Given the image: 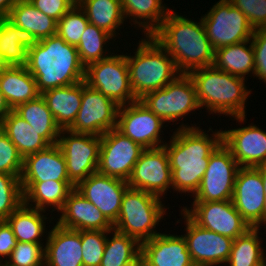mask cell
<instances>
[{
  "label": "cell",
  "instance_id": "obj_40",
  "mask_svg": "<svg viewBox=\"0 0 266 266\" xmlns=\"http://www.w3.org/2000/svg\"><path fill=\"white\" fill-rule=\"evenodd\" d=\"M22 203L20 177L0 173V221L6 220Z\"/></svg>",
  "mask_w": 266,
  "mask_h": 266
},
{
  "label": "cell",
  "instance_id": "obj_31",
  "mask_svg": "<svg viewBox=\"0 0 266 266\" xmlns=\"http://www.w3.org/2000/svg\"><path fill=\"white\" fill-rule=\"evenodd\" d=\"M7 18L41 40L57 34V21L35 8L29 0H18Z\"/></svg>",
  "mask_w": 266,
  "mask_h": 266
},
{
  "label": "cell",
  "instance_id": "obj_27",
  "mask_svg": "<svg viewBox=\"0 0 266 266\" xmlns=\"http://www.w3.org/2000/svg\"><path fill=\"white\" fill-rule=\"evenodd\" d=\"M36 43L29 31L16 26L7 17L0 20V57L6 66L26 65L27 49Z\"/></svg>",
  "mask_w": 266,
  "mask_h": 266
},
{
  "label": "cell",
  "instance_id": "obj_5",
  "mask_svg": "<svg viewBox=\"0 0 266 266\" xmlns=\"http://www.w3.org/2000/svg\"><path fill=\"white\" fill-rule=\"evenodd\" d=\"M139 41L134 55H126L130 85L139 100L146 93L163 88L181 74L174 59L151 36Z\"/></svg>",
  "mask_w": 266,
  "mask_h": 266
},
{
  "label": "cell",
  "instance_id": "obj_53",
  "mask_svg": "<svg viewBox=\"0 0 266 266\" xmlns=\"http://www.w3.org/2000/svg\"><path fill=\"white\" fill-rule=\"evenodd\" d=\"M263 226H265L266 225V207H265V211H264V216H263ZM264 228H266V227H264Z\"/></svg>",
  "mask_w": 266,
  "mask_h": 266
},
{
  "label": "cell",
  "instance_id": "obj_30",
  "mask_svg": "<svg viewBox=\"0 0 266 266\" xmlns=\"http://www.w3.org/2000/svg\"><path fill=\"white\" fill-rule=\"evenodd\" d=\"M45 212L22 203L5 221L11 227L18 242L43 244L41 238L48 234L45 228L47 219Z\"/></svg>",
  "mask_w": 266,
  "mask_h": 266
},
{
  "label": "cell",
  "instance_id": "obj_36",
  "mask_svg": "<svg viewBox=\"0 0 266 266\" xmlns=\"http://www.w3.org/2000/svg\"><path fill=\"white\" fill-rule=\"evenodd\" d=\"M259 227H251L233 241L228 266H260L266 262L262 241L258 236Z\"/></svg>",
  "mask_w": 266,
  "mask_h": 266
},
{
  "label": "cell",
  "instance_id": "obj_10",
  "mask_svg": "<svg viewBox=\"0 0 266 266\" xmlns=\"http://www.w3.org/2000/svg\"><path fill=\"white\" fill-rule=\"evenodd\" d=\"M240 166L231 151L221 143L210 155L193 202L232 200L235 178Z\"/></svg>",
  "mask_w": 266,
  "mask_h": 266
},
{
  "label": "cell",
  "instance_id": "obj_11",
  "mask_svg": "<svg viewBox=\"0 0 266 266\" xmlns=\"http://www.w3.org/2000/svg\"><path fill=\"white\" fill-rule=\"evenodd\" d=\"M57 144L65 158L69 181L75 187L91 174L97 172L101 145L100 136L63 129Z\"/></svg>",
  "mask_w": 266,
  "mask_h": 266
},
{
  "label": "cell",
  "instance_id": "obj_41",
  "mask_svg": "<svg viewBox=\"0 0 266 266\" xmlns=\"http://www.w3.org/2000/svg\"><path fill=\"white\" fill-rule=\"evenodd\" d=\"M110 234H112V230H81L83 266H100L104 254L107 235Z\"/></svg>",
  "mask_w": 266,
  "mask_h": 266
},
{
  "label": "cell",
  "instance_id": "obj_33",
  "mask_svg": "<svg viewBox=\"0 0 266 266\" xmlns=\"http://www.w3.org/2000/svg\"><path fill=\"white\" fill-rule=\"evenodd\" d=\"M13 111L27 121L32 128L40 132V135L50 145L58 143L61 129L48 109L42 95H39L34 100L18 105Z\"/></svg>",
  "mask_w": 266,
  "mask_h": 266
},
{
  "label": "cell",
  "instance_id": "obj_6",
  "mask_svg": "<svg viewBox=\"0 0 266 266\" xmlns=\"http://www.w3.org/2000/svg\"><path fill=\"white\" fill-rule=\"evenodd\" d=\"M161 200L162 198L154 194L129 187L123 195L113 229L140 243L152 239L160 234L155 228L166 215L167 208Z\"/></svg>",
  "mask_w": 266,
  "mask_h": 266
},
{
  "label": "cell",
  "instance_id": "obj_23",
  "mask_svg": "<svg viewBox=\"0 0 266 266\" xmlns=\"http://www.w3.org/2000/svg\"><path fill=\"white\" fill-rule=\"evenodd\" d=\"M69 181L63 152L58 144L23 158L20 182Z\"/></svg>",
  "mask_w": 266,
  "mask_h": 266
},
{
  "label": "cell",
  "instance_id": "obj_29",
  "mask_svg": "<svg viewBox=\"0 0 266 266\" xmlns=\"http://www.w3.org/2000/svg\"><path fill=\"white\" fill-rule=\"evenodd\" d=\"M121 3L125 19L130 17L145 36L152 35L171 11L162 0H121Z\"/></svg>",
  "mask_w": 266,
  "mask_h": 266
},
{
  "label": "cell",
  "instance_id": "obj_18",
  "mask_svg": "<svg viewBox=\"0 0 266 266\" xmlns=\"http://www.w3.org/2000/svg\"><path fill=\"white\" fill-rule=\"evenodd\" d=\"M232 202L250 227L262 229L266 196L263 180L257 168H239L235 178Z\"/></svg>",
  "mask_w": 266,
  "mask_h": 266
},
{
  "label": "cell",
  "instance_id": "obj_32",
  "mask_svg": "<svg viewBox=\"0 0 266 266\" xmlns=\"http://www.w3.org/2000/svg\"><path fill=\"white\" fill-rule=\"evenodd\" d=\"M0 128L17 147L23 158L50 146L40 135V132L32 128L27 121L18 116L13 110L3 119Z\"/></svg>",
  "mask_w": 266,
  "mask_h": 266
},
{
  "label": "cell",
  "instance_id": "obj_26",
  "mask_svg": "<svg viewBox=\"0 0 266 266\" xmlns=\"http://www.w3.org/2000/svg\"><path fill=\"white\" fill-rule=\"evenodd\" d=\"M61 130L68 129L81 107L83 81L41 93Z\"/></svg>",
  "mask_w": 266,
  "mask_h": 266
},
{
  "label": "cell",
  "instance_id": "obj_16",
  "mask_svg": "<svg viewBox=\"0 0 266 266\" xmlns=\"http://www.w3.org/2000/svg\"><path fill=\"white\" fill-rule=\"evenodd\" d=\"M186 225L184 238L195 266H217L226 264L234 239L220 235L196 224L182 209Z\"/></svg>",
  "mask_w": 266,
  "mask_h": 266
},
{
  "label": "cell",
  "instance_id": "obj_39",
  "mask_svg": "<svg viewBox=\"0 0 266 266\" xmlns=\"http://www.w3.org/2000/svg\"><path fill=\"white\" fill-rule=\"evenodd\" d=\"M88 23L85 12L76 3L57 22V35L66 43L77 46Z\"/></svg>",
  "mask_w": 266,
  "mask_h": 266
},
{
  "label": "cell",
  "instance_id": "obj_52",
  "mask_svg": "<svg viewBox=\"0 0 266 266\" xmlns=\"http://www.w3.org/2000/svg\"><path fill=\"white\" fill-rule=\"evenodd\" d=\"M6 65L3 63L1 57H0V72L2 71V69L5 67Z\"/></svg>",
  "mask_w": 266,
  "mask_h": 266
},
{
  "label": "cell",
  "instance_id": "obj_12",
  "mask_svg": "<svg viewBox=\"0 0 266 266\" xmlns=\"http://www.w3.org/2000/svg\"><path fill=\"white\" fill-rule=\"evenodd\" d=\"M100 138L97 172L127 181L145 149L116 128L104 133Z\"/></svg>",
  "mask_w": 266,
  "mask_h": 266
},
{
  "label": "cell",
  "instance_id": "obj_24",
  "mask_svg": "<svg viewBox=\"0 0 266 266\" xmlns=\"http://www.w3.org/2000/svg\"><path fill=\"white\" fill-rule=\"evenodd\" d=\"M48 232L44 266H83L81 230L61 227L57 223Z\"/></svg>",
  "mask_w": 266,
  "mask_h": 266
},
{
  "label": "cell",
  "instance_id": "obj_51",
  "mask_svg": "<svg viewBox=\"0 0 266 266\" xmlns=\"http://www.w3.org/2000/svg\"><path fill=\"white\" fill-rule=\"evenodd\" d=\"M256 168L259 170L261 174L263 180L264 192L266 196V162L261 165H258Z\"/></svg>",
  "mask_w": 266,
  "mask_h": 266
},
{
  "label": "cell",
  "instance_id": "obj_28",
  "mask_svg": "<svg viewBox=\"0 0 266 266\" xmlns=\"http://www.w3.org/2000/svg\"><path fill=\"white\" fill-rule=\"evenodd\" d=\"M0 91L11 109L36 99L39 95L36 80L26 66H5L0 72Z\"/></svg>",
  "mask_w": 266,
  "mask_h": 266
},
{
  "label": "cell",
  "instance_id": "obj_9",
  "mask_svg": "<svg viewBox=\"0 0 266 266\" xmlns=\"http://www.w3.org/2000/svg\"><path fill=\"white\" fill-rule=\"evenodd\" d=\"M201 19L214 50L251 40L254 33L247 17L228 0H219Z\"/></svg>",
  "mask_w": 266,
  "mask_h": 266
},
{
  "label": "cell",
  "instance_id": "obj_48",
  "mask_svg": "<svg viewBox=\"0 0 266 266\" xmlns=\"http://www.w3.org/2000/svg\"><path fill=\"white\" fill-rule=\"evenodd\" d=\"M12 111L5 96L0 91V125L3 119Z\"/></svg>",
  "mask_w": 266,
  "mask_h": 266
},
{
  "label": "cell",
  "instance_id": "obj_50",
  "mask_svg": "<svg viewBox=\"0 0 266 266\" xmlns=\"http://www.w3.org/2000/svg\"><path fill=\"white\" fill-rule=\"evenodd\" d=\"M121 266H144V259L142 253H140L135 259L128 261Z\"/></svg>",
  "mask_w": 266,
  "mask_h": 266
},
{
  "label": "cell",
  "instance_id": "obj_13",
  "mask_svg": "<svg viewBox=\"0 0 266 266\" xmlns=\"http://www.w3.org/2000/svg\"><path fill=\"white\" fill-rule=\"evenodd\" d=\"M164 124L140 100L118 108L116 129L144 149L163 147L165 143L160 135L163 134Z\"/></svg>",
  "mask_w": 266,
  "mask_h": 266
},
{
  "label": "cell",
  "instance_id": "obj_2",
  "mask_svg": "<svg viewBox=\"0 0 266 266\" xmlns=\"http://www.w3.org/2000/svg\"><path fill=\"white\" fill-rule=\"evenodd\" d=\"M171 10L161 26L151 35L174 59L180 73L212 66L215 50L203 24Z\"/></svg>",
  "mask_w": 266,
  "mask_h": 266
},
{
  "label": "cell",
  "instance_id": "obj_38",
  "mask_svg": "<svg viewBox=\"0 0 266 266\" xmlns=\"http://www.w3.org/2000/svg\"><path fill=\"white\" fill-rule=\"evenodd\" d=\"M112 233V237L107 236L100 266H121L141 253V243L138 240L114 229Z\"/></svg>",
  "mask_w": 266,
  "mask_h": 266
},
{
  "label": "cell",
  "instance_id": "obj_22",
  "mask_svg": "<svg viewBox=\"0 0 266 266\" xmlns=\"http://www.w3.org/2000/svg\"><path fill=\"white\" fill-rule=\"evenodd\" d=\"M144 266H195L183 235L160 233L141 243Z\"/></svg>",
  "mask_w": 266,
  "mask_h": 266
},
{
  "label": "cell",
  "instance_id": "obj_49",
  "mask_svg": "<svg viewBox=\"0 0 266 266\" xmlns=\"http://www.w3.org/2000/svg\"><path fill=\"white\" fill-rule=\"evenodd\" d=\"M18 0H0V15L7 17Z\"/></svg>",
  "mask_w": 266,
  "mask_h": 266
},
{
  "label": "cell",
  "instance_id": "obj_47",
  "mask_svg": "<svg viewBox=\"0 0 266 266\" xmlns=\"http://www.w3.org/2000/svg\"><path fill=\"white\" fill-rule=\"evenodd\" d=\"M17 239L11 227L5 220L0 221V265L9 258L17 244ZM4 259V260H3Z\"/></svg>",
  "mask_w": 266,
  "mask_h": 266
},
{
  "label": "cell",
  "instance_id": "obj_35",
  "mask_svg": "<svg viewBox=\"0 0 266 266\" xmlns=\"http://www.w3.org/2000/svg\"><path fill=\"white\" fill-rule=\"evenodd\" d=\"M89 23L117 37V31L125 21L120 0H77Z\"/></svg>",
  "mask_w": 266,
  "mask_h": 266
},
{
  "label": "cell",
  "instance_id": "obj_1",
  "mask_svg": "<svg viewBox=\"0 0 266 266\" xmlns=\"http://www.w3.org/2000/svg\"><path fill=\"white\" fill-rule=\"evenodd\" d=\"M182 124L176 128L165 148L172 173L173 191L192 193L198 190L201 179L207 169L210 155L222 143V130L209 127L207 134L196 124Z\"/></svg>",
  "mask_w": 266,
  "mask_h": 266
},
{
  "label": "cell",
  "instance_id": "obj_45",
  "mask_svg": "<svg viewBox=\"0 0 266 266\" xmlns=\"http://www.w3.org/2000/svg\"><path fill=\"white\" fill-rule=\"evenodd\" d=\"M254 52V77L266 83V28L254 30L251 38Z\"/></svg>",
  "mask_w": 266,
  "mask_h": 266
},
{
  "label": "cell",
  "instance_id": "obj_46",
  "mask_svg": "<svg viewBox=\"0 0 266 266\" xmlns=\"http://www.w3.org/2000/svg\"><path fill=\"white\" fill-rule=\"evenodd\" d=\"M29 2L58 22L77 3V0H29Z\"/></svg>",
  "mask_w": 266,
  "mask_h": 266
},
{
  "label": "cell",
  "instance_id": "obj_4",
  "mask_svg": "<svg viewBox=\"0 0 266 266\" xmlns=\"http://www.w3.org/2000/svg\"><path fill=\"white\" fill-rule=\"evenodd\" d=\"M199 105L210 114L232 116L239 123L246 117V102L251 90L245 86V78L221 71L213 65L190 71ZM204 107V108H203Z\"/></svg>",
  "mask_w": 266,
  "mask_h": 266
},
{
  "label": "cell",
  "instance_id": "obj_43",
  "mask_svg": "<svg viewBox=\"0 0 266 266\" xmlns=\"http://www.w3.org/2000/svg\"><path fill=\"white\" fill-rule=\"evenodd\" d=\"M23 168V157L17 147L0 128V173L20 177Z\"/></svg>",
  "mask_w": 266,
  "mask_h": 266
},
{
  "label": "cell",
  "instance_id": "obj_17",
  "mask_svg": "<svg viewBox=\"0 0 266 266\" xmlns=\"http://www.w3.org/2000/svg\"><path fill=\"white\" fill-rule=\"evenodd\" d=\"M128 186L162 197L172 189L169 157L164 147L145 149L135 163Z\"/></svg>",
  "mask_w": 266,
  "mask_h": 266
},
{
  "label": "cell",
  "instance_id": "obj_25",
  "mask_svg": "<svg viewBox=\"0 0 266 266\" xmlns=\"http://www.w3.org/2000/svg\"><path fill=\"white\" fill-rule=\"evenodd\" d=\"M23 203L29 207L59 211L63 208L68 194L75 188L70 181L21 182ZM31 202V203H30ZM34 204V205H33Z\"/></svg>",
  "mask_w": 266,
  "mask_h": 266
},
{
  "label": "cell",
  "instance_id": "obj_3",
  "mask_svg": "<svg viewBox=\"0 0 266 266\" xmlns=\"http://www.w3.org/2000/svg\"><path fill=\"white\" fill-rule=\"evenodd\" d=\"M27 70L36 80L38 92L64 87L85 80V66L77 47L57 34L38 40L27 49Z\"/></svg>",
  "mask_w": 266,
  "mask_h": 266
},
{
  "label": "cell",
  "instance_id": "obj_44",
  "mask_svg": "<svg viewBox=\"0 0 266 266\" xmlns=\"http://www.w3.org/2000/svg\"><path fill=\"white\" fill-rule=\"evenodd\" d=\"M237 7L255 29L266 28V0H228Z\"/></svg>",
  "mask_w": 266,
  "mask_h": 266
},
{
  "label": "cell",
  "instance_id": "obj_15",
  "mask_svg": "<svg viewBox=\"0 0 266 266\" xmlns=\"http://www.w3.org/2000/svg\"><path fill=\"white\" fill-rule=\"evenodd\" d=\"M182 210L200 227L235 239L251 227L236 210L232 200L192 202Z\"/></svg>",
  "mask_w": 266,
  "mask_h": 266
},
{
  "label": "cell",
  "instance_id": "obj_7",
  "mask_svg": "<svg viewBox=\"0 0 266 266\" xmlns=\"http://www.w3.org/2000/svg\"><path fill=\"white\" fill-rule=\"evenodd\" d=\"M165 123L175 122L201 109L196 88L189 74L181 73L163 88L146 93L139 99Z\"/></svg>",
  "mask_w": 266,
  "mask_h": 266
},
{
  "label": "cell",
  "instance_id": "obj_42",
  "mask_svg": "<svg viewBox=\"0 0 266 266\" xmlns=\"http://www.w3.org/2000/svg\"><path fill=\"white\" fill-rule=\"evenodd\" d=\"M44 244L17 242L2 266H44Z\"/></svg>",
  "mask_w": 266,
  "mask_h": 266
},
{
  "label": "cell",
  "instance_id": "obj_34",
  "mask_svg": "<svg viewBox=\"0 0 266 266\" xmlns=\"http://www.w3.org/2000/svg\"><path fill=\"white\" fill-rule=\"evenodd\" d=\"M213 66L242 78L250 73L253 75L255 64L251 40L216 49Z\"/></svg>",
  "mask_w": 266,
  "mask_h": 266
},
{
  "label": "cell",
  "instance_id": "obj_8",
  "mask_svg": "<svg viewBox=\"0 0 266 266\" xmlns=\"http://www.w3.org/2000/svg\"><path fill=\"white\" fill-rule=\"evenodd\" d=\"M85 82L117 105L133 103L134 96L125 54L113 53L110 57L93 62L85 68Z\"/></svg>",
  "mask_w": 266,
  "mask_h": 266
},
{
  "label": "cell",
  "instance_id": "obj_20",
  "mask_svg": "<svg viewBox=\"0 0 266 266\" xmlns=\"http://www.w3.org/2000/svg\"><path fill=\"white\" fill-rule=\"evenodd\" d=\"M222 143L240 167L256 168L266 162V131L254 124L222 130Z\"/></svg>",
  "mask_w": 266,
  "mask_h": 266
},
{
  "label": "cell",
  "instance_id": "obj_21",
  "mask_svg": "<svg viewBox=\"0 0 266 266\" xmlns=\"http://www.w3.org/2000/svg\"><path fill=\"white\" fill-rule=\"evenodd\" d=\"M59 212L62 214L56 223L61 227L77 231L113 230V224L75 188L68 194Z\"/></svg>",
  "mask_w": 266,
  "mask_h": 266
},
{
  "label": "cell",
  "instance_id": "obj_19",
  "mask_svg": "<svg viewBox=\"0 0 266 266\" xmlns=\"http://www.w3.org/2000/svg\"><path fill=\"white\" fill-rule=\"evenodd\" d=\"M127 181L95 172L81 181L75 189L114 224L118 218Z\"/></svg>",
  "mask_w": 266,
  "mask_h": 266
},
{
  "label": "cell",
  "instance_id": "obj_14",
  "mask_svg": "<svg viewBox=\"0 0 266 266\" xmlns=\"http://www.w3.org/2000/svg\"><path fill=\"white\" fill-rule=\"evenodd\" d=\"M119 105L83 80L81 107L68 130L102 136L117 127Z\"/></svg>",
  "mask_w": 266,
  "mask_h": 266
},
{
  "label": "cell",
  "instance_id": "obj_37",
  "mask_svg": "<svg viewBox=\"0 0 266 266\" xmlns=\"http://www.w3.org/2000/svg\"><path fill=\"white\" fill-rule=\"evenodd\" d=\"M113 38L105 30L88 23L79 44L76 46L81 63L87 67L93 62L110 57L113 53L109 54V49L107 50L104 47H109L110 45L107 43Z\"/></svg>",
  "mask_w": 266,
  "mask_h": 266
}]
</instances>
